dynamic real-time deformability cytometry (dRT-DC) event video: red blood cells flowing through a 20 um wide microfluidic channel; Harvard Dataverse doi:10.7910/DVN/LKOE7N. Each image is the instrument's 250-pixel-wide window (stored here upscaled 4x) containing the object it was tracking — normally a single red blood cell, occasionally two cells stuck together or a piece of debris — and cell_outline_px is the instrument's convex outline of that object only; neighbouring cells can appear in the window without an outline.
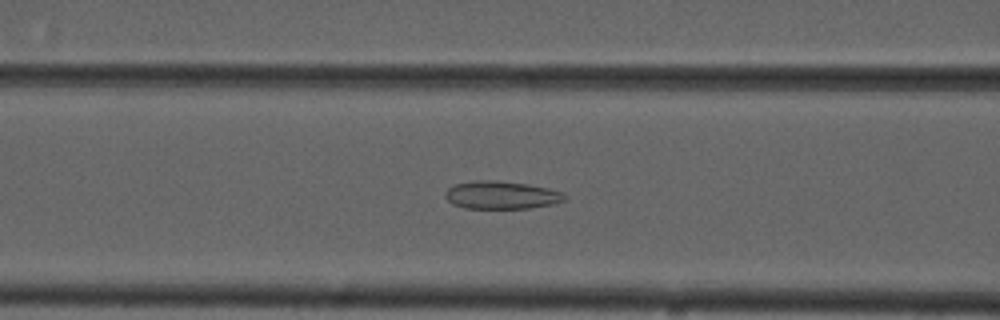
{"species": "common noctule bat (a hibernating species)", "species_latin": "Nyctalus noctula", "temperature_condition": "cold", "stored_images_in_passage": 55, "camera_frame_rate_fps": 3000, "um_per_image_px": 0.085, "animal": {"sex": "male", "forearm_length_mm": 52.5}, "frame": {"image": 1, "passage_image": 23, "time_ms": 7.333, "image_size_px": [1000, 320], "cell_outline_px": [[568, 196], [564, 200], [552, 204], [528, 208], [464, 208], [452, 204], [444, 196], [444, 192], [448, 188], [456, 184], [476, 180], [496, 180], [528, 184], [548, 188], [564, 192]], "centroid_in_image_um": [42.62, 16.57], "position_along_channel_um": 124.0, "area_um2": 19.48}}
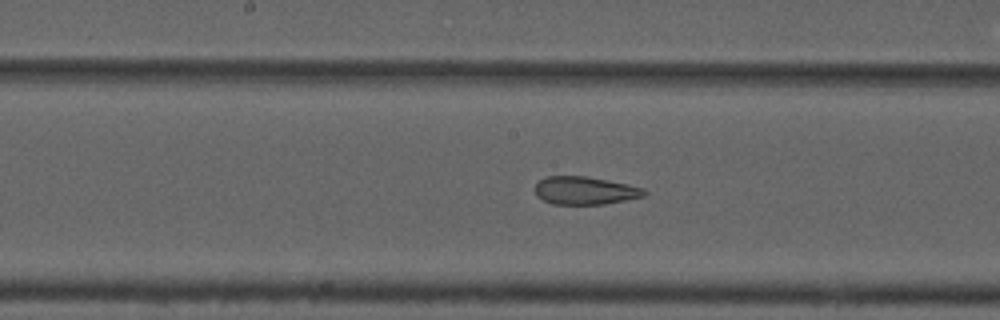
{"frame": {"image": 2, "passage_image": 29, "time_ms": 9.333, "image_size_px": [1000, 320], "cell_outline_px": [[648, 192], [644, 196], [604, 204], [552, 204], [536, 196], [532, 188], [544, 176], [588, 176], [628, 184], [644, 188]], "centroid_in_image_um": [49.69, 16.19], "position_along_channel_um": 198.5, "area_um2": 17.98}}
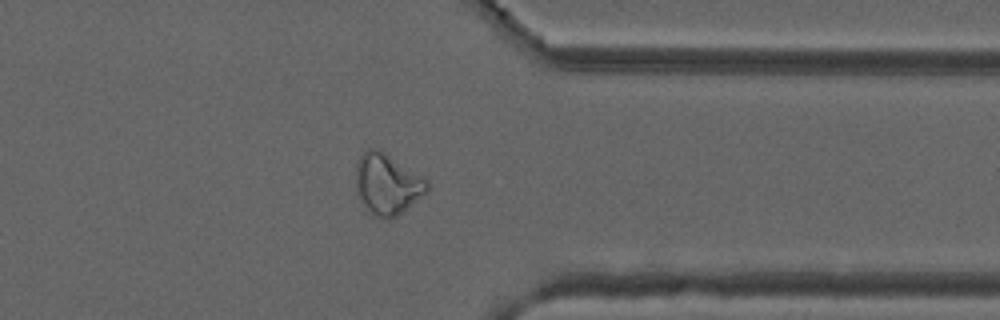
{"frame": {"image": 3, "passage_image": 44, "time_ms": 14.333, "image_size_px": [1000, 320], "cell_outline_px": [[428, 192], [396, 216], [388, 220], [372, 216], [364, 208], [356, 196], [356, 160], [368, 148], [376, 148], [384, 152], [428, 180]], "centroid_in_image_um": [32.87, 15.68], "position_along_channel_um": 378.5, "area_um2": 25.55}, "authors_computed_cell_mechanics": {"area_um2": 24.6228, "velocity_mm_per_s": 3.7232, "shape_relaxation_time_tau1_ms": null, "shape_relaxation_time_tau2_ms": 2.8199, "deformation_change_tau1": null, "deformation_change_tau2": 0.0968}}